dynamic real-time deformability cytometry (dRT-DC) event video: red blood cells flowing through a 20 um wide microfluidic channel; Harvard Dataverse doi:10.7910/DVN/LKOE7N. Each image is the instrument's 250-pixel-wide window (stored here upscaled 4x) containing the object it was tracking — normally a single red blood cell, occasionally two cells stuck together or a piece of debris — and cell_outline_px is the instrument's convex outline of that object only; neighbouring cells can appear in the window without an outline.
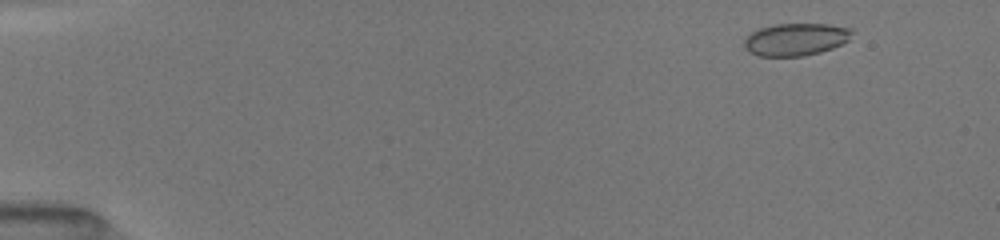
{"species": "common noctule bat (a hibernating species)", "species_latin": "Nyctalus noctula", "temperature_condition": "room temperature", "stored_images_in_passage": 48, "camera_frame_rate_fps": 3000, "um_per_image_px": 0.085, "animal": {"sex": "female", "body_mass_g": 19.5, "forearm_length_mm": 54.1}, "frame": {"image": 1, "passage_image": 2, "time_ms": 0.667, "image_size_px": [1000, 240], "cell_outline_px": [[852, 32], [848, 40], [832, 48], [820, 52], [804, 56], [760, 56], [748, 52], [744, 48], [744, 40], [752, 32], [760, 28], [776, 24], [828, 24], [852, 28]], "centroid_in_image_um": [67.62, 3.35], "position_along_channel_um": 17.4, "area_um2": 20.29}}
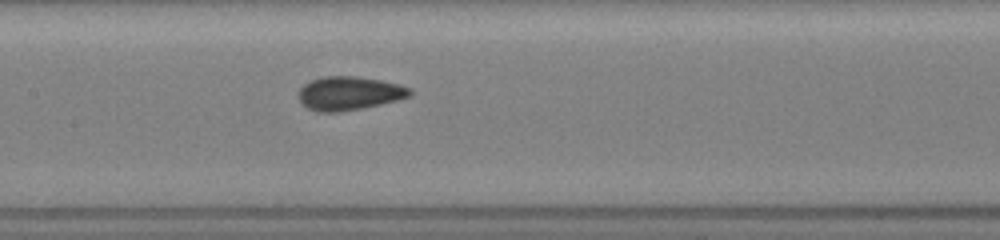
{"frame": {"image": 2, "passage_image": 25, "time_ms": 7.667, "image_size_px": [1000, 240], "cell_outline_px": [[412, 96], [364, 108], [340, 112], [316, 112], [308, 108], [296, 96], [300, 88], [304, 84], [312, 80], [324, 76], [352, 76], [380, 80], [396, 84], [408, 88], [412, 92]], "centroid_in_image_um": [29.64, 7.94], "position_along_channel_um": 177.8, "area_um2": 21.73}}
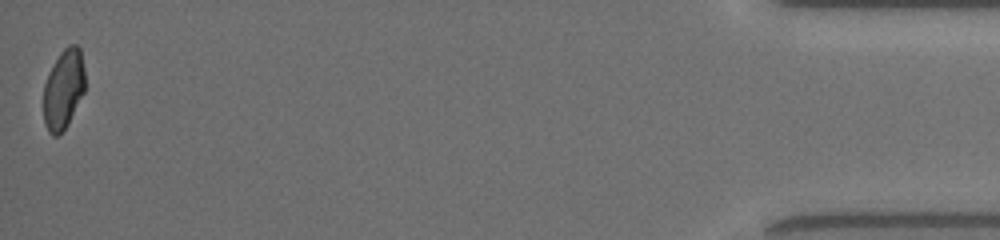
{"frame": {"image": 3, "passage_image": 48, "time_ms": 16.0, "image_size_px": [1000, 240], "cell_outline_px": [[84, 92], [68, 124], [56, 136], [52, 136], [48, 132], [44, 124], [44, 84], [60, 52], [68, 44], [76, 44], [80, 48], [84, 68]], "centroid_in_image_um": [5.4, 7.58], "position_along_channel_um": 429.8, "area_um2": 19.07}, "authors_computed_cell_mechanics": {"area_um2": 20.7502, "velocity_mm_per_s": 4.0438, "shape_relaxation_time_tau1_ms": 5.8772, "shape_relaxation_time_tau2_ms": 1.0713, "deformation_change_tau1": 0.1383, "deformation_change_tau2": 0.0567}}